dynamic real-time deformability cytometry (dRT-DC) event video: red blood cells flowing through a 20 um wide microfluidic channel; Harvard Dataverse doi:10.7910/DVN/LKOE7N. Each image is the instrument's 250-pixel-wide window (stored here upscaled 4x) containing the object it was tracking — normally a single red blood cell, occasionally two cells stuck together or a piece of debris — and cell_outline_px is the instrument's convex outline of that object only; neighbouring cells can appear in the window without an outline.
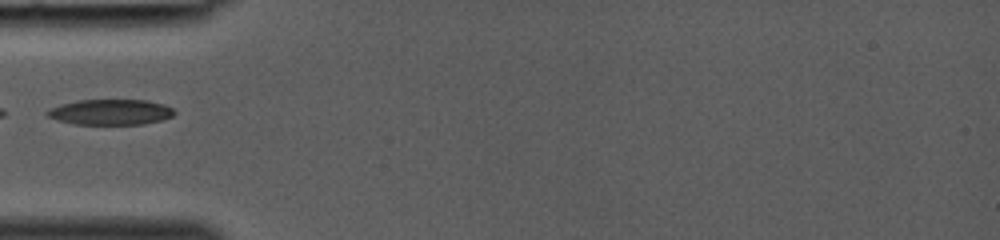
{"species": "common noctule bat (a hibernating species)", "species_latin": "Nyctalus noctula", "temperature_condition": "room temperature", "stored_images_in_passage": 24, "camera_frame_rate_fps": 3000, "um_per_image_px": 0.085, "animal": {"sex": "female", "body_mass_g": 19.0, "forearm_length_mm": 53.3}, "frame": {"image": 1, "passage_image": 1, "time_ms": 0.0, "image_size_px": [1000, 240], "cell_outline_px": [[176, 112], [172, 116], [160, 120], [144, 124], [76, 124], [56, 120], [48, 116], [44, 112], [48, 108], [60, 104], [76, 100], [144, 100], [164, 104], [172, 108]], "centroid_in_image_um": [9.35, 9.52], "position_along_channel_um": 75.7, "area_um2": 18.96}}
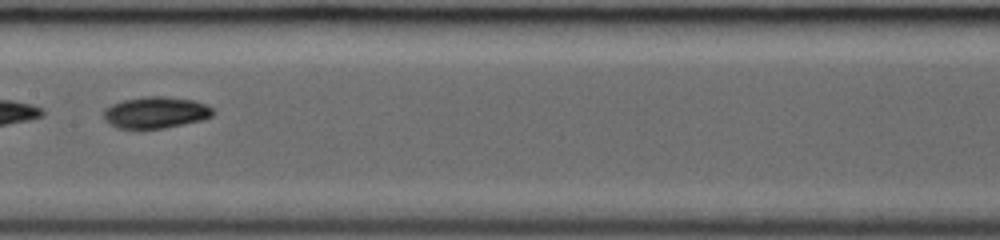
{"frame": {"image": 2, "passage_image": 8, "time_ms": 2.333, "image_size_px": [1000, 240], "cell_outline_px": [[216, 112], [212, 116], [204, 120], [164, 128], [116, 128], [104, 120], [104, 108], [120, 100], [144, 96], [164, 96], [192, 100], [204, 104], [212, 108]], "centroid_in_image_um": [13.22, 9.56], "position_along_channel_um": 194.2, "area_um2": 20.23}}